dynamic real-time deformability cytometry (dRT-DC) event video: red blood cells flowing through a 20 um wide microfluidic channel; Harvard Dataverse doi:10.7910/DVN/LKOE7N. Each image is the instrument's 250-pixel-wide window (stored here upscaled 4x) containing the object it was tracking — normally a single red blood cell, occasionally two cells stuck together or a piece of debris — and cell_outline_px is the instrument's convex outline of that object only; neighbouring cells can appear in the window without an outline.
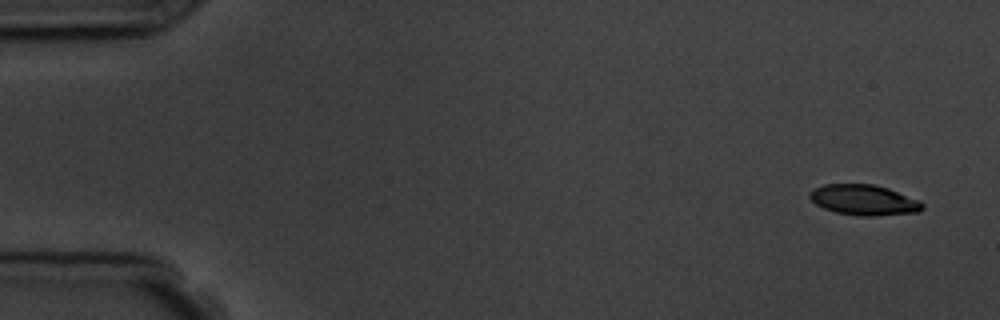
{"species": "common noctule bat (a hibernating species)", "species_latin": "Nyctalus noctula", "temperature_condition": "room temperature", "stored_images_in_passage": 5, "camera_frame_rate_fps": 3000, "um_per_image_px": 0.085, "animal": {"sex": "male", "body_mass_g": 19.5, "forearm_length_mm": 54.6}, "frame": {"image": 1, "passage_image": 1, "time_ms": 0.0, "image_size_px": [1000, 320], "cell_outline_px": [[924, 208], [920, 212], [876, 216], [856, 216], [836, 212], [824, 208], [816, 204], [808, 196], [816, 188], [824, 184], [876, 184], [888, 188], [920, 200], [924, 204]], "centroid_in_image_um": [73.49, 17.01], "position_along_channel_um": 11.5, "area_um2": 20.11}}
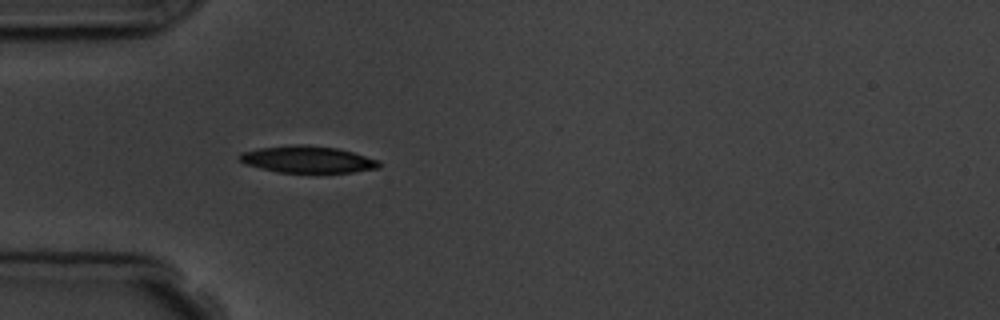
{"frame": {"image": 2, "passage_image": 5, "time_ms": 4.667, "image_size_px": [1000, 320], "cell_outline_px": [[380, 168], [352, 172], [276, 172], [244, 164], [236, 156], [240, 152], [260, 148], [296, 144], [300, 144], [336, 148], [352, 152], [380, 160]], "centroid_in_image_um": [26.11, 13.55], "position_along_channel_um": 58.9, "area_um2": 21.79}}